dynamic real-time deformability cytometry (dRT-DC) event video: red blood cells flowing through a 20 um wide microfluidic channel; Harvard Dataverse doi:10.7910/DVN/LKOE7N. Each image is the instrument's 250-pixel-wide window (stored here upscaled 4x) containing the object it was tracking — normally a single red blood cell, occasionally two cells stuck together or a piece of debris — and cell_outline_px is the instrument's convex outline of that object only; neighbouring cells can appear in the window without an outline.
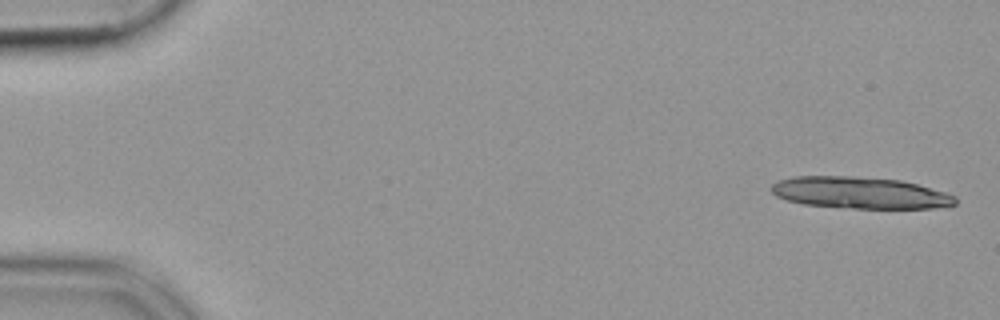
{"species": "common noctule bat (a hibernating species)", "species_latin": "Nyctalus noctula", "temperature_condition": "cold", "stored_images_in_passage": 11, "camera_frame_rate_fps": 3000, "um_per_image_px": 0.085, "animal": {"sex": "female", "body_mass_g": 19.9}, "frame": {"image": 1, "passage_image": 2, "time_ms": 0.333, "image_size_px": [1000, 320], "cell_outline_px": [[956, 204], [932, 208], [840, 208], [804, 204], [788, 200], [776, 196], [772, 192], [772, 184], [780, 180], [792, 176], [852, 176], [900, 180], [916, 184], [944, 192], [956, 196]], "centroid_in_image_um": [73.07, 16.39], "position_along_channel_um": 11.9, "area_um2": 33.81}}